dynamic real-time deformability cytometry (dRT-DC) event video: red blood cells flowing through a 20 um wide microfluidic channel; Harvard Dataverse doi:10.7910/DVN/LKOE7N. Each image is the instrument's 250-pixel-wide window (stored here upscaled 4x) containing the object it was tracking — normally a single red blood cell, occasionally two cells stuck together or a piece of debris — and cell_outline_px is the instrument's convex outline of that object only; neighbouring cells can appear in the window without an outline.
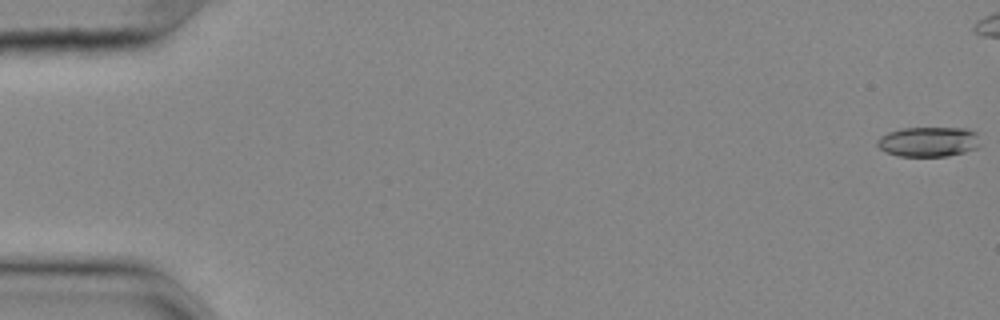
{"species": "common noctule bat (a hibernating species)", "species_latin": "Nyctalus noctula", "temperature_condition": "cold", "stored_images_in_passage": 47, "camera_frame_rate_fps": 3000, "um_per_image_px": 0.085, "animal": {"sex": "female", "body_mass_g": 25.1}, "frame": {"image": 1, "passage_image": 1, "time_ms": 0.0, "image_size_px": [1000, 320], "cell_outline_px": [[980, 144], [976, 148], [964, 152], [948, 156], [900, 156], [884, 152], [876, 144], [876, 140], [880, 136], [888, 132], [900, 128], [968, 128], [976, 132]], "centroid_in_image_um": [78.9, 12.04], "position_along_channel_um": 6.1, "area_um2": 18.09}}
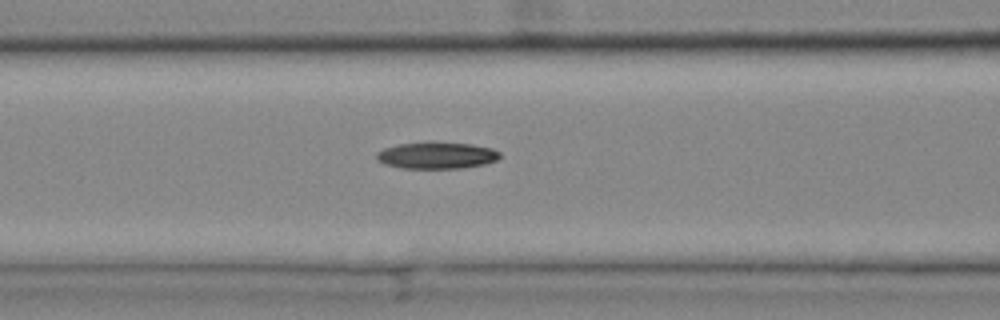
{"frame": {"image": 2, "passage_image": 24, "time_ms": 7.667, "image_size_px": [1000, 320], "cell_outline_px": [[500, 156], [496, 160], [484, 164], [464, 168], [404, 168], [384, 164], [376, 160], [376, 152], [384, 148], [396, 144], [428, 140], [472, 144], [492, 148], [500, 152]], "centroid_in_image_um": [37.08, 13.18], "position_along_channel_um": 129.5, "area_um2": 19.71}}
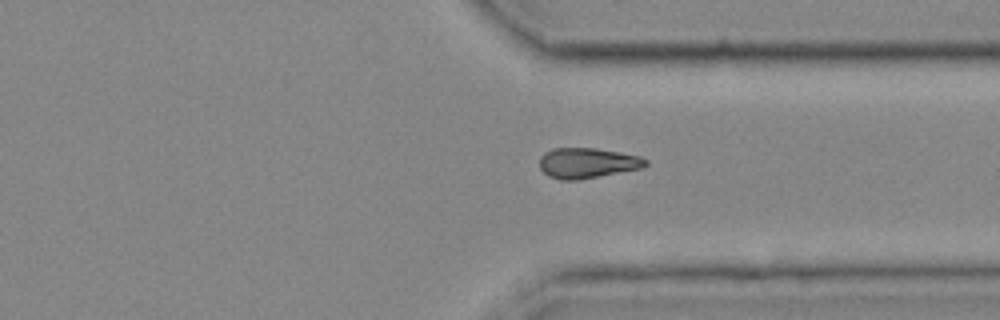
{"frame": {"image": 3, "passage_image": 43, "time_ms": 14.0, "image_size_px": [1000, 320], "cell_outline_px": [[648, 164], [640, 168], [576, 180], [560, 180], [548, 176], [540, 168], [540, 156], [544, 152], [552, 148], [596, 148], [620, 152], [640, 156], [648, 160]], "centroid_in_image_um": [49.89, 13.84], "position_along_channel_um": 361.5, "area_um2": 18.67}}